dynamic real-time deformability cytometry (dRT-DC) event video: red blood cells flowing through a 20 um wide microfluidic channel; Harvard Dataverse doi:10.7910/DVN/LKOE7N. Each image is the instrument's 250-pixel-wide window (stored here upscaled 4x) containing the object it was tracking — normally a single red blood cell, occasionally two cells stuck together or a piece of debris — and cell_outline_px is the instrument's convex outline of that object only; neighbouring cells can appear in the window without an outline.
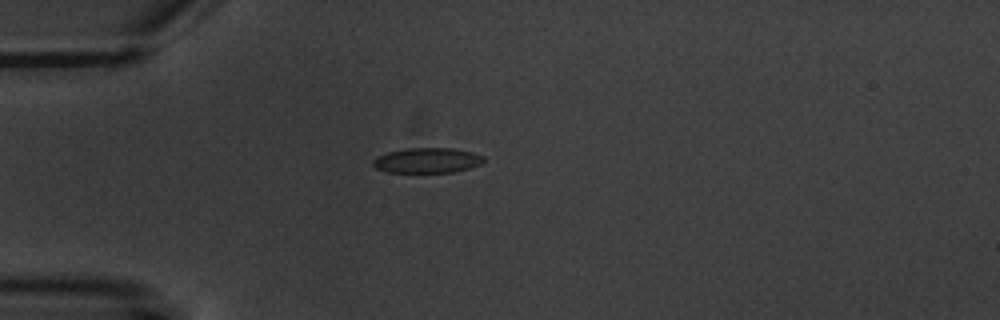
{"species": "common noctule bat (a hibernating species)", "species_latin": "Nyctalus noctula", "temperature_condition": "warm", "stored_images_in_passage": 2, "camera_frame_rate_fps": 3000, "um_per_image_px": 0.085, "animal": {"sex": "male", "body_mass_g": 20.1, "forearm_length_mm": 53.5}, "frame": {"image": 1, "passage_image": 1, "time_ms": 0.0, "image_size_px": [1000, 320], "cell_outline_px": [[484, 160], [480, 164], [468, 168], [452, 172], [388, 172], [376, 168], [372, 164], [372, 160], [376, 156], [388, 152], [404, 148], [452, 148], [472, 152], [484, 156]], "centroid_in_image_um": [36.28, 13.62], "position_along_channel_um": 48.7, "area_um2": 16.18}}